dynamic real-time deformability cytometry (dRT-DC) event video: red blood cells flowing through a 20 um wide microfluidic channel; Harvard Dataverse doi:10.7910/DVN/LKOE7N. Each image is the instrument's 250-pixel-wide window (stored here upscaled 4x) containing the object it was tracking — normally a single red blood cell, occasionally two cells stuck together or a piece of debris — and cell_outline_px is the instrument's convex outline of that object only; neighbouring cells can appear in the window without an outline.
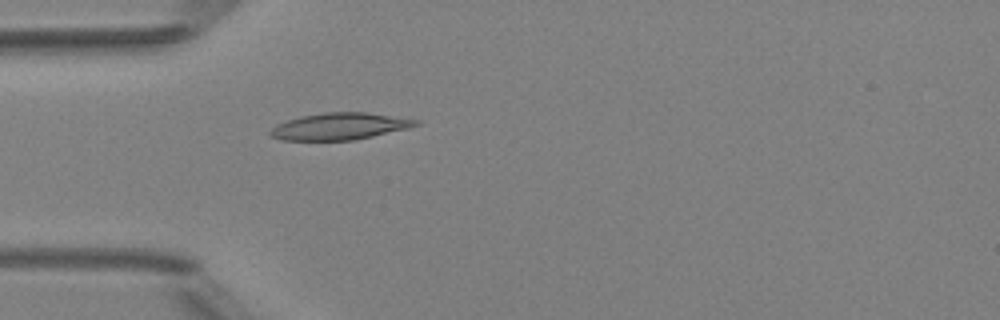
{"species": "Egyptian fruit bat (a non-hibernating species)", "species_latin": "Rousettus aegyptiacus", "temperature_condition": "room temperature", "stored_images_in_passage": 2, "camera_frame_rate_fps": 3000, "um_per_image_px": 0.085, "animal": {"sex": "female"}, "frame": {"image": 1, "passage_image": 2, "time_ms": 2.0, "image_size_px": [1000, 320], "cell_outline_px": [[420, 124], [408, 128], [372, 136], [352, 140], [280, 140], [272, 136], [268, 132], [276, 124], [300, 116], [324, 112], [368, 112], [420, 120]], "centroid_in_image_um": [28.86, 10.73], "position_along_channel_um": 56.1, "area_um2": 22.72}}